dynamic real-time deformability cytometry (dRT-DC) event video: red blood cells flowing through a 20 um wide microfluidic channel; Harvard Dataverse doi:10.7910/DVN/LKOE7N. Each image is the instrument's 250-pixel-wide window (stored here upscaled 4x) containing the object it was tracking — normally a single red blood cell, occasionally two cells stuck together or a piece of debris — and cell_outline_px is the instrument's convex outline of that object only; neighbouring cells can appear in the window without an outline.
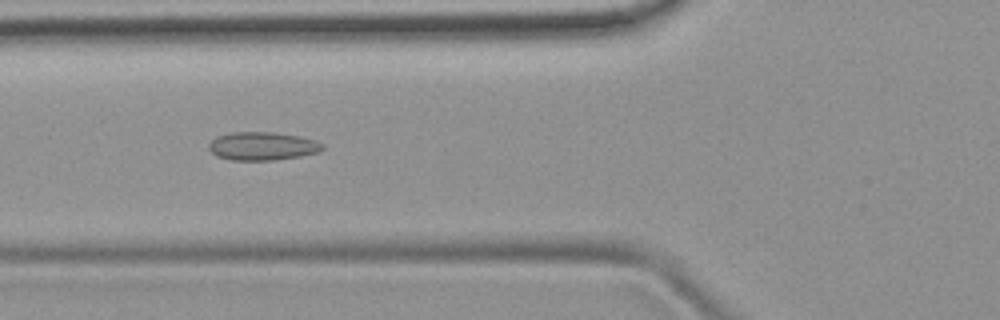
{"species": "common noctule bat (a hibernating species)", "species_latin": "Nyctalus noctula", "temperature_condition": "room temperature", "stored_images_in_passage": 30, "camera_frame_rate_fps": 3000, "um_per_image_px": 0.085, "animal": {"sex": "female", "body_mass_g": 19.9}, "frame": {"image": 1, "passage_image": 6, "time_ms": 1.667, "image_size_px": [1000, 320], "cell_outline_px": [[324, 148], [320, 152], [300, 156], [276, 160], [232, 160], [216, 156], [208, 148], [208, 144], [216, 136], [232, 132], [272, 132], [296, 136], [316, 140], [324, 144]], "centroid_in_image_um": [22.3, 12.42], "position_along_channel_um": 103.5, "area_um2": 18.79}}
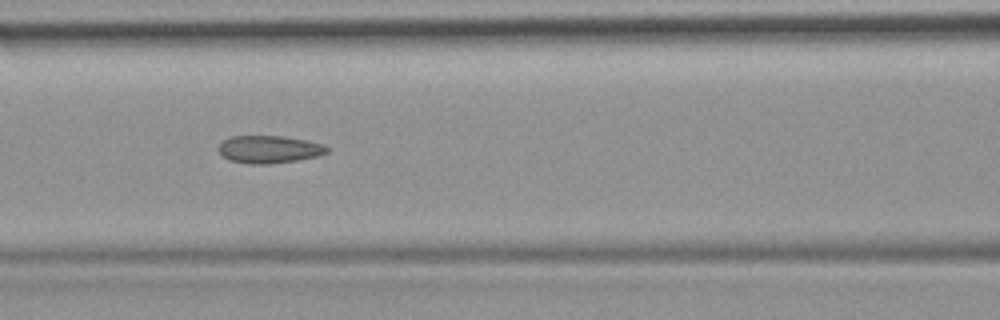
{"frame": {"image": 2, "passage_image": 9, "time_ms": 2.667, "image_size_px": [1000, 320], "cell_outline_px": [[332, 148], [328, 152], [320, 156], [296, 160], [268, 164], [248, 164], [228, 160], [220, 152], [220, 144], [224, 140], [232, 136], [284, 136], [324, 144]], "centroid_in_image_um": [22.94, 12.7], "position_along_channel_um": 143.7, "area_um2": 17.46}}
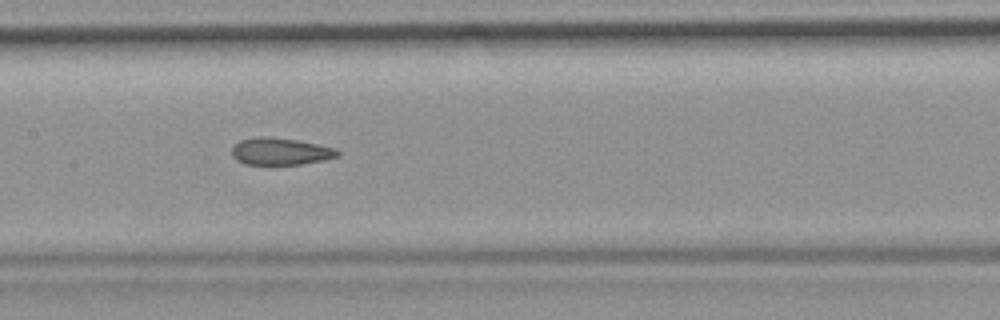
{"frame": {"image": 3, "passage_image": 12, "time_ms": 3.667, "image_size_px": [1000, 320], "cell_outline_px": [[340, 156], [324, 160], [300, 164], [244, 164], [236, 160], [232, 156], [232, 148], [240, 140], [256, 136], [272, 136], [296, 140], [336, 148], [340, 152]], "centroid_in_image_um": [23.83, 12.86], "position_along_channel_um": 183.6, "area_um2": 16.76}, "authors_computed_cell_mechanics": {"area_um2": 16.9354, "velocity_mm_per_s": 3.9997, "shape_relaxation_time_tau1_ms": null, "shape_relaxation_time_tau2_ms": 2.7986, "deformation_change_tau1": null, "deformation_change_tau2": 0.1022}}